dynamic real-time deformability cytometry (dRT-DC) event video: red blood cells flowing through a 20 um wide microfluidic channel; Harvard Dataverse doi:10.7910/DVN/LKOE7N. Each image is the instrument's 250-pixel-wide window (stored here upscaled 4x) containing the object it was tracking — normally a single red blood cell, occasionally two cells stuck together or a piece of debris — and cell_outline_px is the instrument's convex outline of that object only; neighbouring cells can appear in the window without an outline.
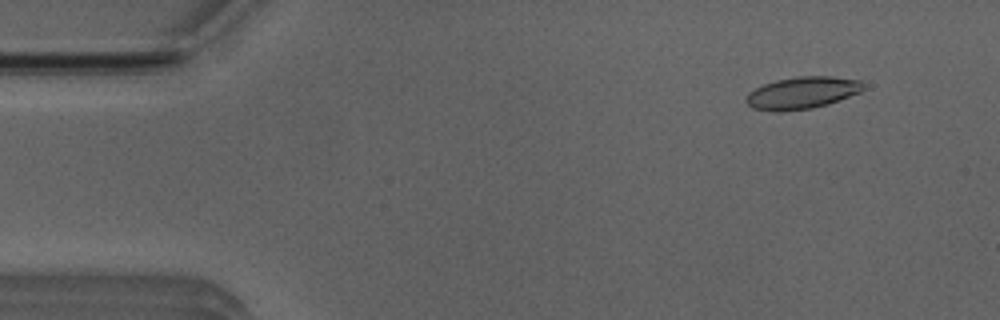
{"species": "Egyptian fruit bat (a non-hibernating species)", "species_latin": "Rousettus aegyptiacus", "temperature_condition": "room temperature", "stored_images_in_passage": 51, "camera_frame_rate_fps": 3000, "um_per_image_px": 0.085, "animal": {"sex": "male"}, "frame": {"image": 1, "passage_image": 5, "time_ms": 1.333, "image_size_px": [1000, 320], "cell_outline_px": [[864, 88], [860, 92], [828, 104], [812, 108], [784, 112], [780, 112], [752, 108], [744, 100], [748, 92], [764, 84], [776, 80], [796, 76], [832, 76], [860, 80], [864, 84]], "centroid_in_image_um": [68.17, 7.89], "position_along_channel_um": 16.8, "area_um2": 22.02}}
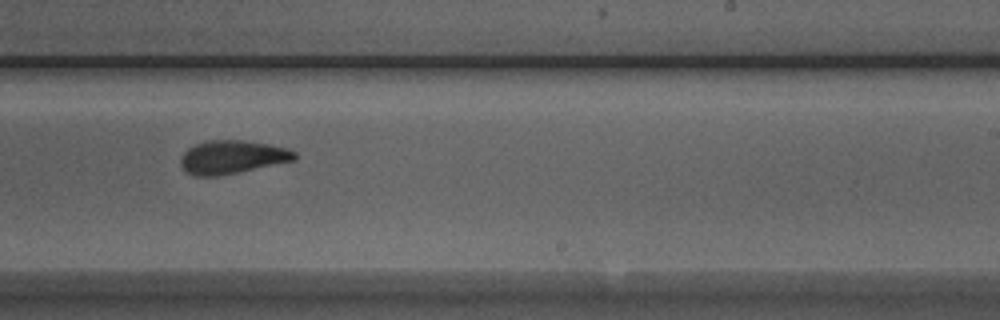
{"frame": {"image": 2, "passage_image": 31, "time_ms": 10.0, "image_size_px": [1000, 320], "cell_outline_px": [[296, 160], [216, 176], [192, 176], [180, 164], [180, 156], [188, 148], [196, 144], [208, 140], [240, 140], [268, 144], [288, 148], [296, 152]], "centroid_in_image_um": [19.72, 13.34], "position_along_channel_um": 269.3, "area_um2": 21.96}}
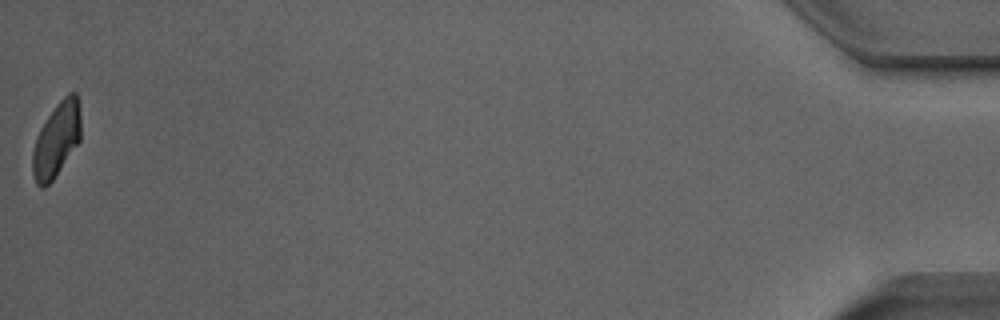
{"frame": {"image": 3, "passage_image": 51, "time_ms": 16.667, "image_size_px": [1000, 320], "cell_outline_px": [[80, 140], [52, 180], [44, 188], [40, 188], [36, 184], [32, 172], [32, 152], [36, 136], [40, 128], [56, 104], [68, 92], [76, 92], [80, 108]], "centroid_in_image_um": [4.79, 11.86], "position_along_channel_um": 430.4, "area_um2": 20.87}, "authors_computed_cell_mechanics": {"area_um2": 21.964, "velocity_mm_per_s": 3.9986, "shape_relaxation_time_tau1_ms": 5.1187, "shape_relaxation_time_tau2_ms": 2.9647, "deformation_change_tau1": 0.1489, "deformation_change_tau2": 0.0918}}